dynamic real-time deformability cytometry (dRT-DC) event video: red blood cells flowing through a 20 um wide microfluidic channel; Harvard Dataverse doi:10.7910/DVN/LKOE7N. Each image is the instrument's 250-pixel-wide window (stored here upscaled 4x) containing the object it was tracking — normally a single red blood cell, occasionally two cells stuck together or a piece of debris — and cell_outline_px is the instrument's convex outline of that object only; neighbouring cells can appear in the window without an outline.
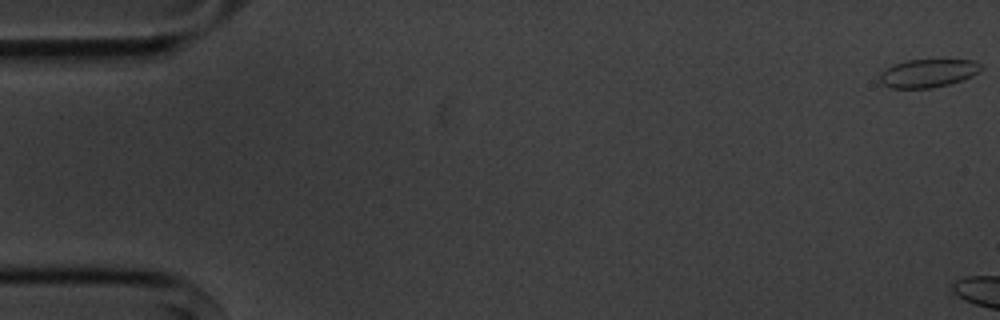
{"species": "common noctule bat (a hibernating species)", "species_latin": "Nyctalus noctula", "temperature_condition": "cold", "stored_images_in_passage": 4, "camera_frame_rate_fps": 3000, "um_per_image_px": 0.085, "animal": {"sex": "male", "body_mass_g": 20.1, "forearm_length_mm": 53.5}, "frame": {"image": 1, "passage_image": 1, "time_ms": 0.0, "image_size_px": [1000, 320], "cell_outline_px": [[984, 68], [980, 72], [972, 76], [948, 84], [932, 88], [892, 88], [880, 84], [880, 72], [892, 64], [908, 60], [972, 60], [980, 64]], "centroid_in_image_um": [78.86, 6.22], "position_along_channel_um": 6.1, "area_um2": 16.7}}